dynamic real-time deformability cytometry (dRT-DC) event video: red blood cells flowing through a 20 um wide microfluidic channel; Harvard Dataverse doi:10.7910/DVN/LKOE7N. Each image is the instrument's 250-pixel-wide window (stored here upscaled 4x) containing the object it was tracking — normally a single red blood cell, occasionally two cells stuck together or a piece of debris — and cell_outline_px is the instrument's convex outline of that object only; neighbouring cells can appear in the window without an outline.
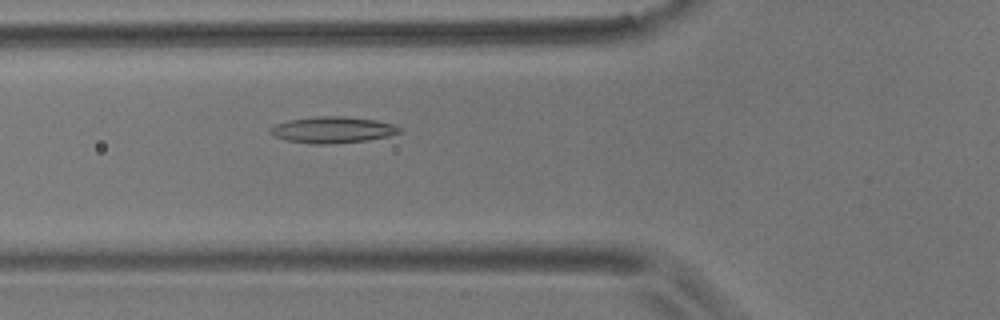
{"species": "common noctule bat (a hibernating species)", "species_latin": "Nyctalus noctula", "temperature_condition": "room temperature", "stored_images_in_passage": 47, "camera_frame_rate_fps": 3000, "um_per_image_px": 0.085, "animal": {"sex": "male", "body_mass_g": 17.9}, "frame": {"image": 1, "passage_image": 12, "time_ms": 3.667, "image_size_px": [1000, 320], "cell_outline_px": [[404, 132], [388, 136], [368, 140], [328, 144], [308, 144], [284, 140], [268, 132], [268, 128], [276, 124], [288, 120], [316, 116], [344, 116], [376, 120], [392, 124], [404, 128]], "centroid_in_image_um": [28.28, 11.04], "position_along_channel_um": 97.5, "area_um2": 20.11}}
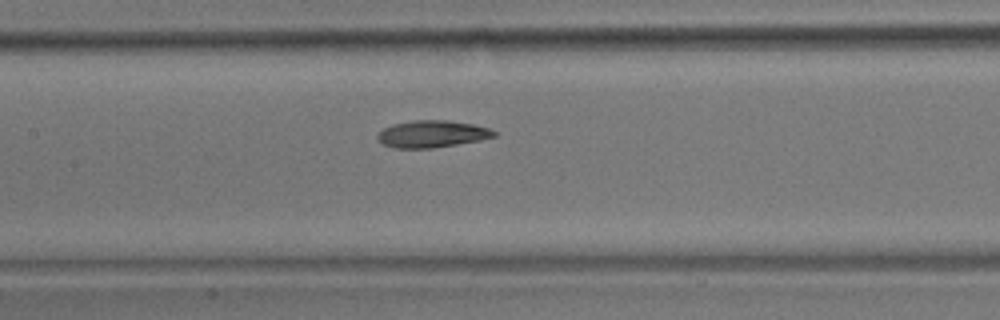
{"frame": {"image": 2, "passage_image": 18, "time_ms": 5.667, "image_size_px": [1000, 320], "cell_outline_px": [[496, 136], [480, 140], [432, 148], [396, 148], [384, 144], [376, 136], [384, 128], [392, 124], [412, 120], [448, 120], [472, 124], [488, 128], [496, 132]], "centroid_in_image_um": [36.72, 11.38], "position_along_channel_um": 170.7, "area_um2": 18.15}}
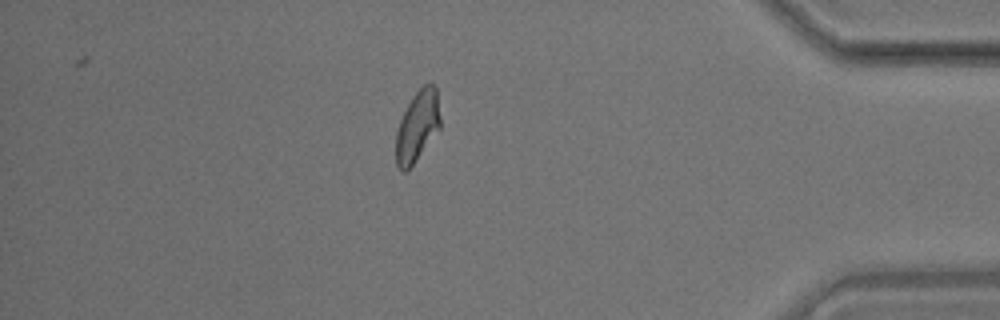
{"frame": {"image": 3, "passage_image": 40, "time_ms": 13.0, "image_size_px": [1000, 320], "cell_outline_px": [[440, 128], [412, 164], [404, 172], [396, 164], [396, 132], [400, 120], [412, 96], [428, 80], [436, 88], [440, 116]], "centroid_in_image_um": [35.48, 10.67], "position_along_channel_um": 399.7, "area_um2": 17.98}, "authors_computed_cell_mechanics": {"area_um2": 18.496, "velocity_mm_per_s": 3.6348, "shape_relaxation_time_tau1_ms": 7.0937, "shape_relaxation_time_tau2_ms": 3.2448, "deformation_change_tau1": 0.1695, "deformation_change_tau2": 0.0902}}